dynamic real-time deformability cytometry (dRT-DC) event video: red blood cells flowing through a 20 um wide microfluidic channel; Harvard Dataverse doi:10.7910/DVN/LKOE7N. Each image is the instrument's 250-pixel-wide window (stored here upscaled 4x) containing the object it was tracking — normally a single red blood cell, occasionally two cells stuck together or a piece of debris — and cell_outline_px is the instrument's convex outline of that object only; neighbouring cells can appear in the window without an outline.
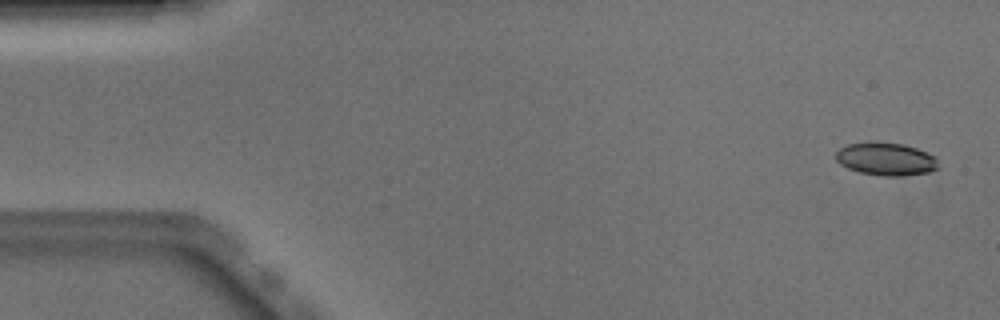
{"species": "Egyptian fruit bat (a non-hibernating species)", "species_latin": "Rousettus aegyptiacus", "temperature_condition": "warm", "stored_images_in_passage": 51, "camera_frame_rate_fps": 3000, "um_per_image_px": 0.085, "animal": {"sex": "male"}, "frame": {"image": 1, "passage_image": 2, "time_ms": 0.333, "image_size_px": [1000, 320], "cell_outline_px": [[940, 168], [928, 172], [896, 176], [884, 176], [860, 172], [848, 168], [840, 164], [836, 160], [836, 152], [840, 148], [848, 144], [872, 140], [904, 144], [928, 152], [936, 156]], "centroid_in_image_um": [75.32, 13.49], "position_along_channel_um": 9.7, "area_um2": 19.94}}
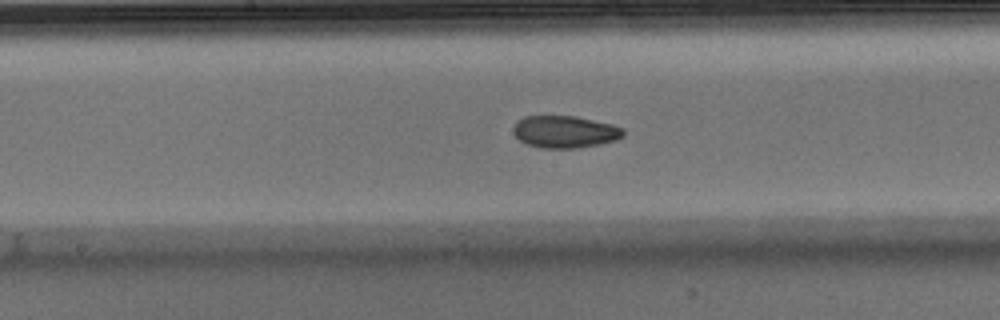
{"frame": {"image": 2, "passage_image": 26, "time_ms": 8.333, "image_size_px": [1000, 320], "cell_outline_px": [[624, 136], [616, 140], [600, 144], [576, 148], [540, 148], [528, 144], [520, 140], [512, 132], [512, 128], [516, 120], [524, 116], [576, 116], [612, 124], [624, 128]], "centroid_in_image_um": [48.0, 11.19], "position_along_channel_um": 200.2, "area_um2": 20.81}}
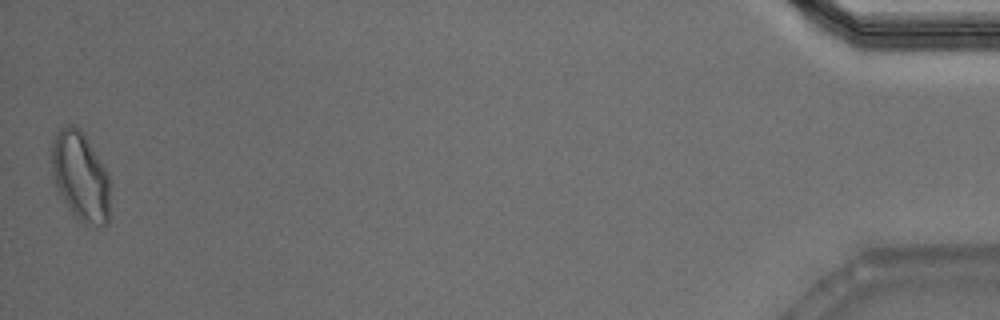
{"frame": {"image": 3, "passage_image": 51, "time_ms": 16.667, "image_size_px": [1000, 320], "cell_outline_px": [[108, 224], [96, 228], [84, 224], [68, 208], [52, 176], [52, 140], [56, 132], [60, 128], [68, 124], [72, 124], [80, 128], [84, 132], [104, 168], [108, 176]], "centroid_in_image_um": [6.82, 14.98], "position_along_channel_um": 428.4, "area_um2": 30.11}, "authors_computed_cell_mechanics": {"area_um2": 20.7502, "velocity_mm_per_s": 3.8912, "shape_relaxation_time_tau1_ms": null, "shape_relaxation_time_tau2_ms": 2.4438, "deformation_change_tau1": null, "deformation_change_tau2": 0.0747}}